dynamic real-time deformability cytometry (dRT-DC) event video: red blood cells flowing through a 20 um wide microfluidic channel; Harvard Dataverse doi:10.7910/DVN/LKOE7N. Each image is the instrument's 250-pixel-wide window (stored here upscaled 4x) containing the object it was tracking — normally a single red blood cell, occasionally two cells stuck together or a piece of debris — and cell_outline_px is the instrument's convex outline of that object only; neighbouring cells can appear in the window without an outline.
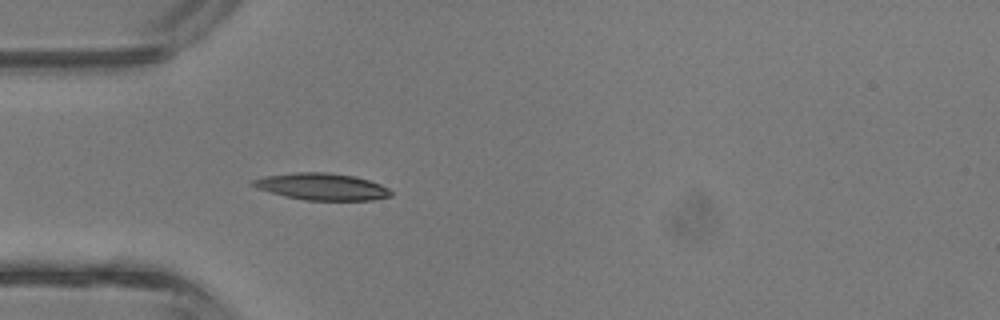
{"species": "common noctule bat (a hibernating species)", "species_latin": "Nyctalus noctula", "temperature_condition": "room temperature", "stored_images_in_passage": 30, "camera_frame_rate_fps": 3000, "um_per_image_px": 0.085, "animal": {"sex": "male", "body_mass_g": 13.3}, "frame": {"image": 1, "passage_image": 3, "time_ms": 0.667, "image_size_px": [1000, 320], "cell_outline_px": [[392, 196], [372, 200], [304, 200], [256, 188], [248, 184], [252, 180], [264, 176], [296, 172], [328, 172], [352, 176], [368, 180], [380, 184], [388, 188], [392, 192]], "centroid_in_image_um": [27.35, 15.86], "position_along_channel_um": 57.7, "area_um2": 21.44}}
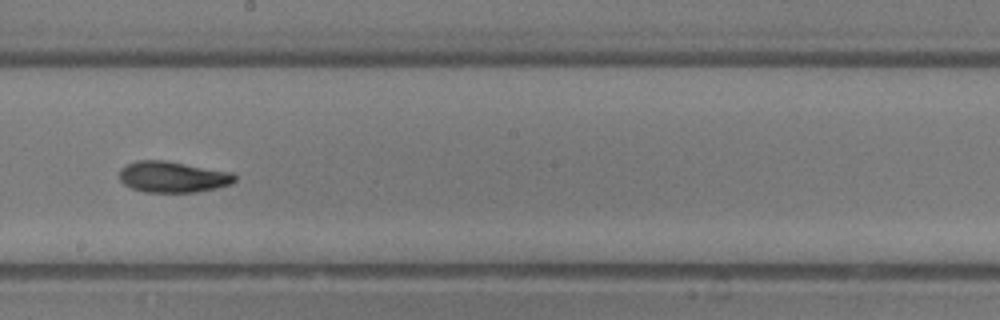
{"frame": {"image": 2, "passage_image": 14, "time_ms": 4.333, "image_size_px": [1000, 320], "cell_outline_px": [[236, 180], [232, 184], [216, 188], [196, 192], [144, 192], [132, 188], [124, 184], [120, 180], [120, 168], [136, 160], [164, 160], [232, 172], [236, 176]], "centroid_in_image_um": [14.69, 15.04], "position_along_channel_um": 233.5, "area_um2": 20.92}}
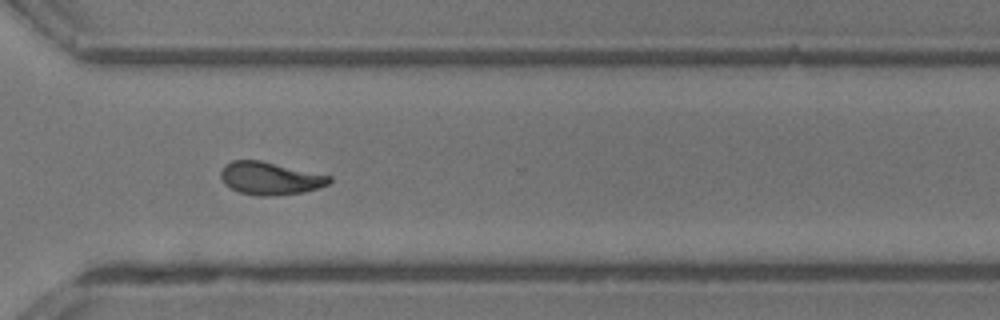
{"frame": {"image": 3, "passage_image": 21, "time_ms": 6.667, "image_size_px": [1000, 320], "cell_outline_px": [[332, 180], [328, 184], [304, 192], [272, 196], [256, 196], [240, 192], [224, 184], [220, 176], [220, 172], [224, 164], [232, 160], [260, 160], [332, 176]], "centroid_in_image_um": [22.93, 15.15], "position_along_channel_um": 347.7, "area_um2": 20.75}, "authors_computed_cell_mechanics": {"area_um2": 20.5479, "velocity_mm_per_s": 4.9125, "shape_relaxation_time_tau1_ms": 3.1136, "shape_relaxation_time_tau2_ms": 3.1144, "deformation_change_tau1": 0.1521, "deformation_change_tau2": 0.1059}}